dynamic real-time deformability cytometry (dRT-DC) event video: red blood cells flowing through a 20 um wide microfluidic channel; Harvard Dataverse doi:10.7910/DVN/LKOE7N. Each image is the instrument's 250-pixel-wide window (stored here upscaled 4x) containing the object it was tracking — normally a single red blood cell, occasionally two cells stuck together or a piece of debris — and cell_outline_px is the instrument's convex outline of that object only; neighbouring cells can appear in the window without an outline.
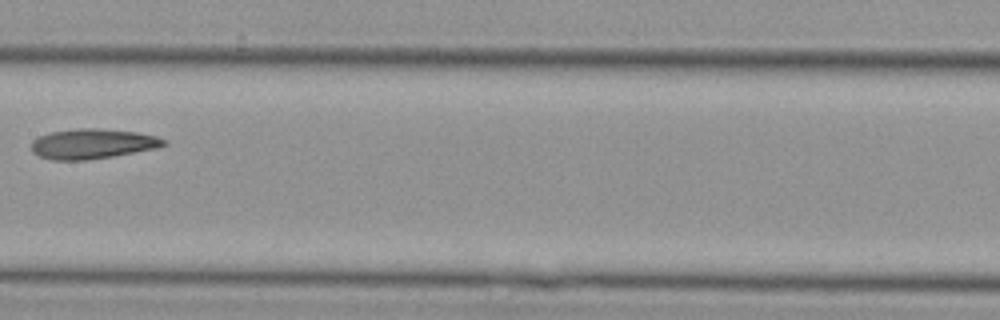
{"species": "Egyptian fruit bat (a non-hibernating species)", "species_latin": "Rousettus aegyptiacus", "temperature_condition": "cold", "stored_images_in_passage": 22, "camera_frame_rate_fps": 3000, "um_per_image_px": 0.085, "animal": {"sex": "female"}, "frame": {"image": 1, "passage_image": 13, "time_ms": 4.0, "image_size_px": [1000, 320], "cell_outline_px": [[168, 144], [156, 148], [112, 156], [88, 160], [52, 160], [40, 156], [32, 152], [32, 140], [40, 136], [52, 132], [80, 128], [100, 128], [136, 132], [156, 136], [168, 140]], "centroid_in_image_um": [7.88, 12.22], "position_along_channel_um": 199.5, "area_um2": 23.06}}